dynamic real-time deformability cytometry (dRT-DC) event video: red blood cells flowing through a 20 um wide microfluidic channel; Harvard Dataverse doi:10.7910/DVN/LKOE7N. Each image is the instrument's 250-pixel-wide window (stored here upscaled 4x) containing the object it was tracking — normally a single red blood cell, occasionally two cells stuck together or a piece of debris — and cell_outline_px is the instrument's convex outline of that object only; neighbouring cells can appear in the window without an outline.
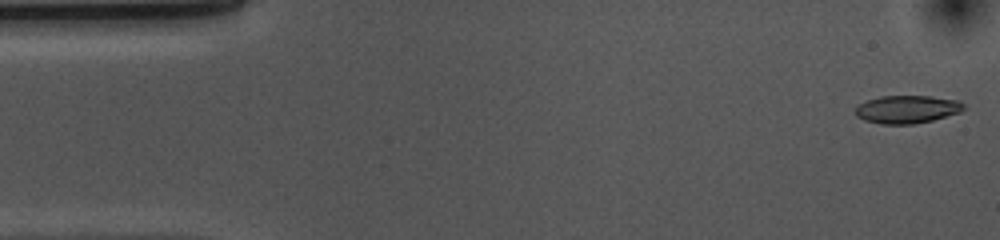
{"species": "common noctule bat (a hibernating species)", "species_latin": "Nyctalus noctula", "temperature_condition": "cold", "stored_images_in_passage": 53, "camera_frame_rate_fps": 3000, "um_per_image_px": 0.085, "animal": {"sex": "female", "body_mass_g": 10.0, "forearm_length_mm": 53.1}, "frame": {"image": 1, "passage_image": 1, "time_ms": 0.0, "image_size_px": [1000, 240], "cell_outline_px": [[968, 108], [960, 112], [932, 120], [912, 124], [880, 124], [864, 120], [856, 116], [856, 108], [860, 104], [868, 100], [880, 96], [932, 96], [960, 100]], "centroid_in_image_um": [77.15, 9.29], "position_along_channel_um": 7.9, "area_um2": 17.69}}
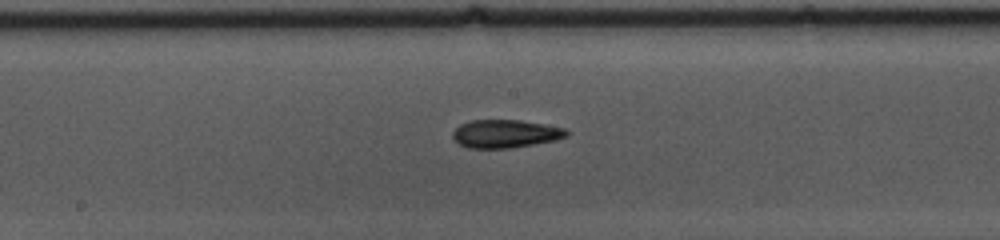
{"frame": {"image": 2, "passage_image": 26, "time_ms": 8.333, "image_size_px": [1000, 240], "cell_outline_px": [[568, 136], [556, 140], [508, 148], [468, 148], [460, 144], [452, 136], [452, 132], [460, 124], [472, 120], [520, 120], [568, 128]], "centroid_in_image_um": [42.98, 11.36], "position_along_channel_um": 205.2, "area_um2": 18.61}}
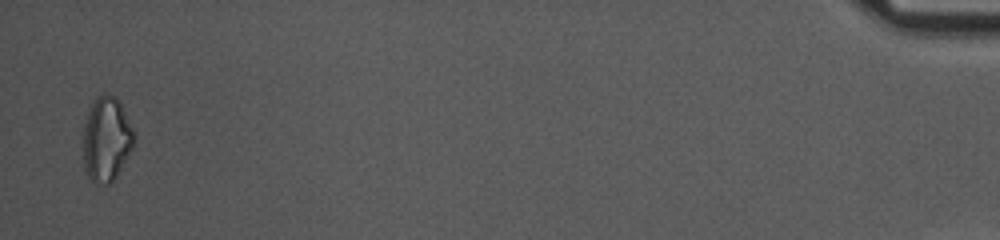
{"frame": {"image": 3, "passage_image": 52, "time_ms": 17.0, "image_size_px": [1000, 240], "cell_outline_px": [[136, 140], [132, 148], [116, 176], [108, 184], [100, 184], [92, 180], [88, 176], [84, 168], [84, 124], [88, 112], [96, 96], [104, 92], [108, 92], [116, 96], [120, 100], [136, 136]], "centroid_in_image_um": [9.07, 11.77], "position_along_channel_um": 426.1, "area_um2": 25.14}}